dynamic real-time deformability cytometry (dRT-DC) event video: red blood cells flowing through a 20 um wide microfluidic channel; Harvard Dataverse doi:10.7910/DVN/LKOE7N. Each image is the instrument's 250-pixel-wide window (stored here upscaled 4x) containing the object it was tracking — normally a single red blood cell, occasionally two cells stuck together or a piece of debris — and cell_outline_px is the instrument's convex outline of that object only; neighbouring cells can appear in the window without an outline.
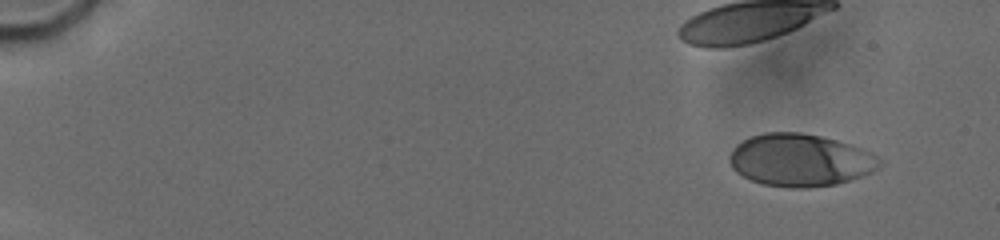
{"species": "human", "species_latin": "Homo sapiens", "temperature_condition": "cold", "stored_images_in_passage": 52, "camera_frame_rate_fps": 3000, "um_per_image_px": 0.085, "donor": {"sex": "male"}, "frame": {"image": 1, "passage_image": 1, "time_ms": 0.0, "image_size_px": [1000, 240], "cell_outline_px": [[884, 164], [872, 172], [836, 184], [808, 188], [788, 188], [760, 184], [736, 172], [732, 168], [728, 160], [728, 156], [732, 148], [736, 144], [752, 136], [764, 132], [800, 132], [820, 136], [852, 144], [872, 152]], "centroid_in_image_um": [68.0, 13.61], "position_along_channel_um": 17.0, "area_um2": 46.24}, "authors_computed_cell_mechanics": {"area_um2": 47.107, "velocity_mm_per_s": 3.7694, "shape_relaxation_time_tau1_ms": 3.6759, "shape_relaxation_time_tau2_ms": null, "deformation_change_tau1": 0.1958, "deformation_change_tau2": null}}